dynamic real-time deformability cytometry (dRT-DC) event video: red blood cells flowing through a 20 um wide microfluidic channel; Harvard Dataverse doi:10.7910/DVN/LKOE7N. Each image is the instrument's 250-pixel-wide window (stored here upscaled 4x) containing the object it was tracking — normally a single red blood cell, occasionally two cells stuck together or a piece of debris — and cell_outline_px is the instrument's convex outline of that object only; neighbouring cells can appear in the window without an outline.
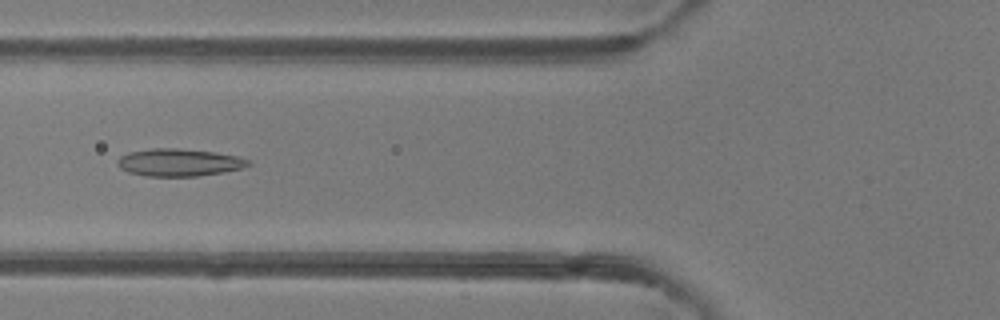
{"species": "common noctule bat (a hibernating species)", "species_latin": "Nyctalus noctula", "temperature_condition": "room temperature", "stored_images_in_passage": 45, "camera_frame_rate_fps": 3000, "um_per_image_px": 0.085, "animal": {"sex": "female"}, "frame": {"image": 1, "passage_image": 15, "time_ms": 4.667, "image_size_px": [1000, 320], "cell_outline_px": [[252, 164], [244, 168], [224, 172], [196, 176], [144, 176], [128, 172], [120, 168], [116, 164], [116, 160], [120, 156], [128, 152], [152, 148], [180, 148], [216, 152], [236, 156], [248, 160]], "centroid_in_image_um": [15.2, 13.8], "position_along_channel_um": 110.6, "area_um2": 21.15}}
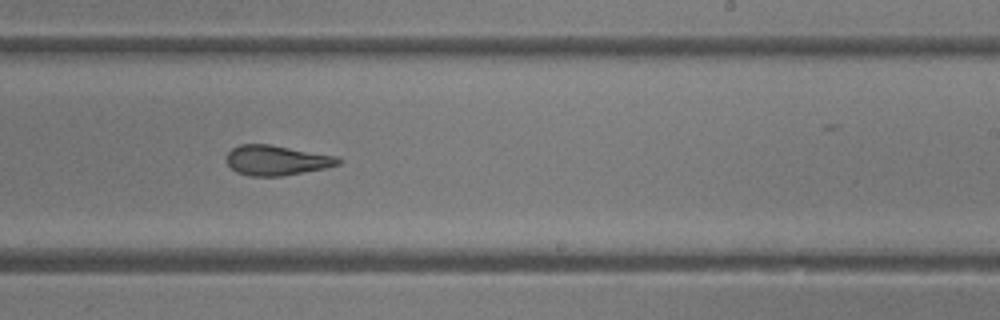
{"frame": {"image": 2, "passage_image": 26, "time_ms": 8.333, "image_size_px": [1000, 320], "cell_outline_px": [[344, 160], [340, 164], [324, 168], [280, 176], [252, 176], [236, 172], [228, 164], [228, 152], [232, 148], [240, 144], [268, 144], [336, 156]], "centroid_in_image_um": [23.52, 13.62], "position_along_channel_um": 265.5, "area_um2": 19.25}}
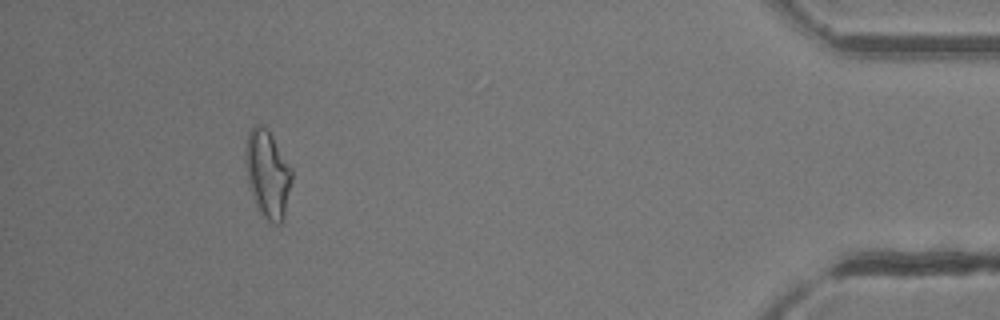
{"frame": {"image": 3, "passage_image": 41, "time_ms": 13.333, "image_size_px": [1000, 320], "cell_outline_px": [[292, 180], [284, 220], [280, 224], [272, 224], [260, 212], [256, 204], [248, 180], [244, 152], [244, 148], [248, 132], [252, 124], [260, 124], [268, 128], [292, 168]], "centroid_in_image_um": [22.76, 14.74], "position_along_channel_um": 412.4, "area_um2": 23.87}, "authors_computed_cell_mechanics": {"area_um2": 21.1548, "velocity_mm_per_s": 4.2302, "shape_relaxation_time_tau1_ms": 5.9275, "shape_relaxation_time_tau2_ms": 2.4635, "deformation_change_tau1": 0.1933, "deformation_change_tau2": 0.1264}}